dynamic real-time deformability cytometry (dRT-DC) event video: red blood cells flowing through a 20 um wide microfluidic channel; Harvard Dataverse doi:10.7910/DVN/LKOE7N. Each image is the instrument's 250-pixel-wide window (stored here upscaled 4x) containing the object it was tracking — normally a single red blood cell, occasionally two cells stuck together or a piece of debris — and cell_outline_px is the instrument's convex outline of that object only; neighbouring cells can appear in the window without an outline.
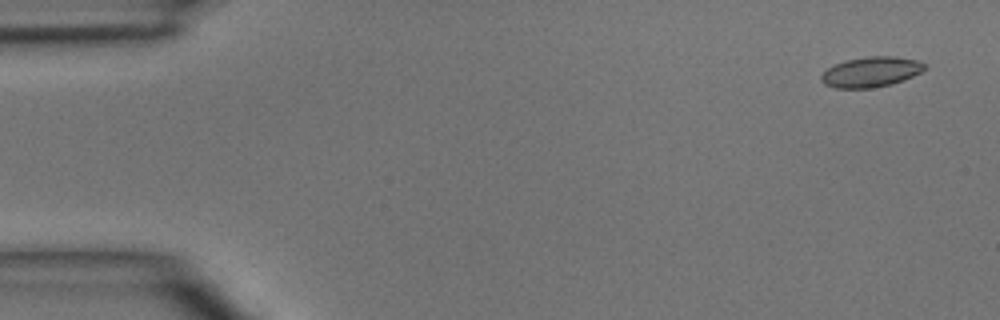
{"species": "common noctule bat (a hibernating species)", "species_latin": "Nyctalus noctula", "temperature_condition": "room temperature", "stored_images_in_passage": 4, "camera_frame_rate_fps": 3000, "um_per_image_px": 0.085, "animal": {"sex": "male", "body_mass_g": 15.6}, "frame": {"image": 1, "passage_image": 1, "time_ms": 0.0, "image_size_px": [1000, 320], "cell_outline_px": [[924, 68], [920, 72], [904, 80], [892, 84], [872, 88], [836, 88], [824, 84], [820, 80], [820, 76], [828, 68], [844, 60], [868, 56], [896, 56], [916, 60], [924, 64]], "centroid_in_image_um": [74.0, 6.11], "position_along_channel_um": 11.0, "area_um2": 18.15}}
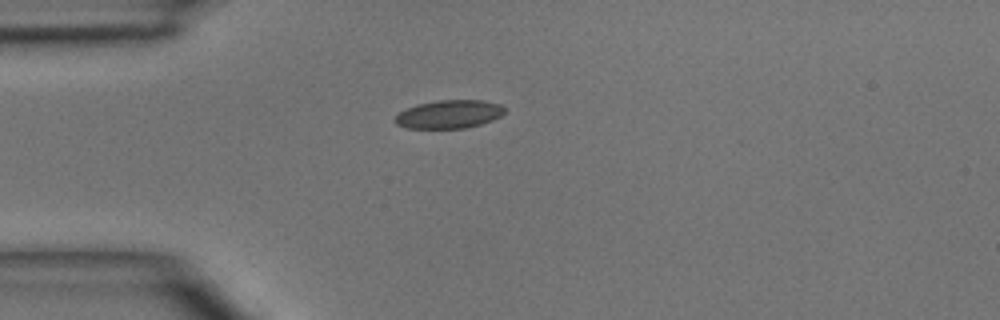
{"frame": {"image": 2, "passage_image": 3, "time_ms": 3.333, "image_size_px": [1000, 320], "cell_outline_px": [[504, 112], [500, 116], [492, 120], [480, 124], [464, 128], [408, 128], [396, 124], [392, 120], [400, 112], [416, 104], [436, 100], [484, 100], [500, 104], [504, 108]], "centroid_in_image_um": [38.15, 9.7], "position_along_channel_um": 46.8, "area_um2": 18.03}}